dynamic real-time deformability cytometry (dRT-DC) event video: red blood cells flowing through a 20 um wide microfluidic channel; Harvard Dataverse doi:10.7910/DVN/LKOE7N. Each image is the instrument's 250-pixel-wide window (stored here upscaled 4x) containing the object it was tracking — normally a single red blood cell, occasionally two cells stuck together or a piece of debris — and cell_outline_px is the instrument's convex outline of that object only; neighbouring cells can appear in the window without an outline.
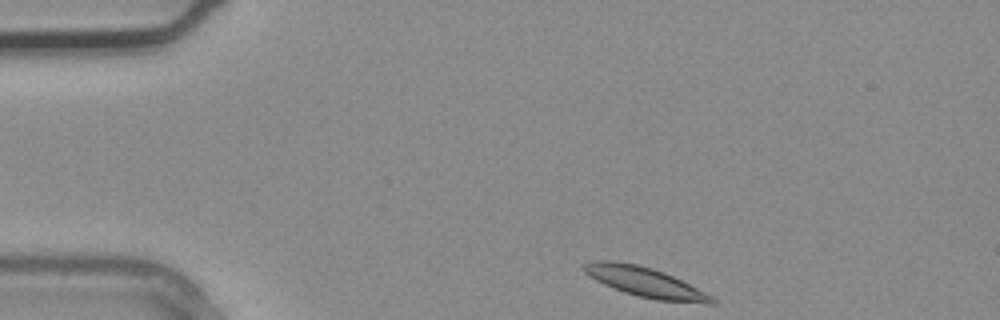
{"species": "common noctule bat (a hibernating species)", "species_latin": "Nyctalus noctula", "temperature_condition": "warm", "stored_images_in_passage": 3, "segment_of_instrument_passage": [2, 2], "camera_frame_rate_fps": 3000, "um_per_image_px": 0.085, "animal": {"sex": "male", "body_mass_g": 20.4}, "frame": {"image": 1, "passage_image": 3, "time_ms": 0.667, "image_size_px": [1000, 320], "cell_outline_px": [[716, 304], [708, 304], [656, 300], [624, 292], [604, 284], [588, 276], [580, 268], [580, 264], [592, 260], [612, 260], [636, 264], [652, 268], [664, 272], [712, 296], [716, 300]], "centroid_in_image_um": [54.77, 23.96], "position_along_channel_um": 30.2, "area_um2": 22.2}}